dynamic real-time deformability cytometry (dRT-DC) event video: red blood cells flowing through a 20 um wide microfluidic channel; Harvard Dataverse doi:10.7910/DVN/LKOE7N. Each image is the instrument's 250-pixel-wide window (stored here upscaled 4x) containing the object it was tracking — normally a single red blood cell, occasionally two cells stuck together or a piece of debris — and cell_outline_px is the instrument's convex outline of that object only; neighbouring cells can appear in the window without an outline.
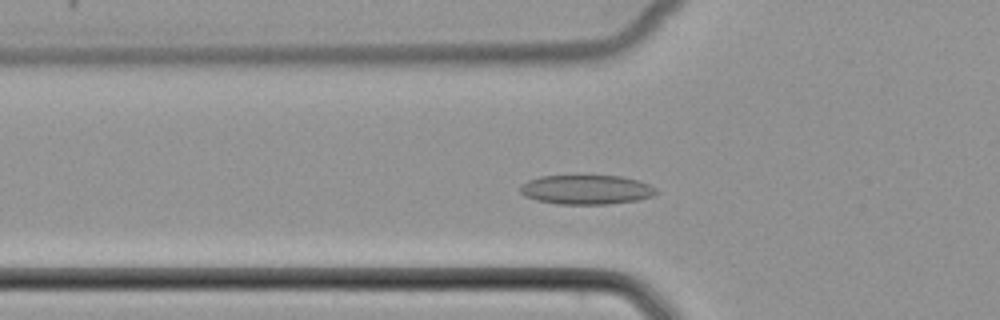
{"species": "common noctule bat (a hibernating species)", "species_latin": "Nyctalus noctula", "temperature_condition": "cold", "stored_images_in_passage": 50, "camera_frame_rate_fps": 3000, "um_per_image_px": 0.085, "animal": {"sex": "female", "body_mass_g": 22.7, "forearm_length_mm": 54.2}, "frame": {"image": 1, "passage_image": 16, "time_ms": 5.0, "image_size_px": [1000, 320], "cell_outline_px": [[660, 192], [652, 196], [636, 200], [608, 204], [560, 204], [536, 200], [524, 196], [520, 192], [520, 184], [528, 180], [540, 176], [620, 176], [636, 180], [648, 184], [656, 188]], "centroid_in_image_um": [49.82, 16.12], "position_along_channel_um": 76.0, "area_um2": 23.24}}
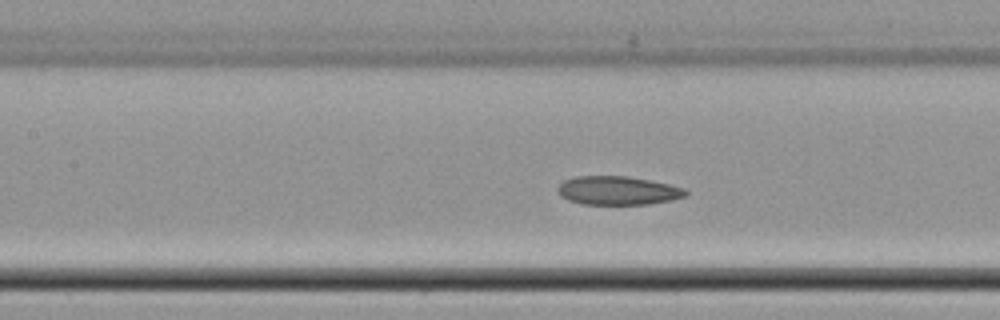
{"frame": {"image": 2, "passage_image": 22, "time_ms": 7.0, "image_size_px": [1000, 320], "cell_outline_px": [[688, 196], [672, 200], [648, 204], [580, 204], [568, 200], [560, 196], [556, 188], [564, 180], [572, 176], [628, 176], [668, 184], [684, 188], [688, 192]], "centroid_in_image_um": [52.49, 16.2], "position_along_channel_um": 154.9, "area_um2": 21.5}}
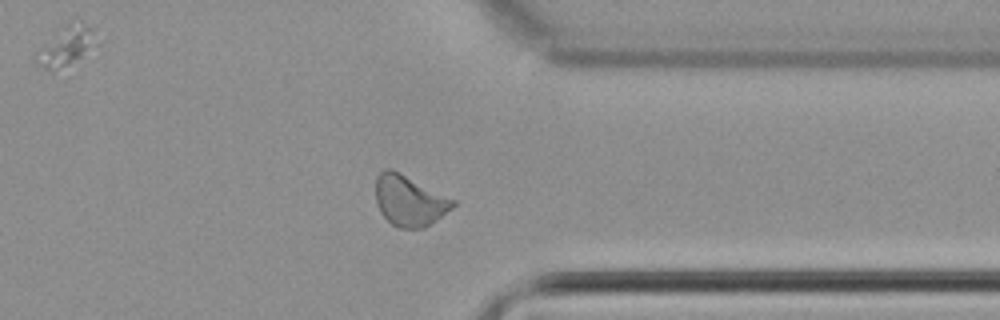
{"frame": {"image": 3, "passage_image": 39, "time_ms": 12.667, "image_size_px": [1000, 320], "cell_outline_px": [[456, 204], [452, 208], [436, 220], [424, 228], [396, 228], [380, 212], [376, 200], [376, 176], [384, 168], [392, 168], [456, 200]], "centroid_in_image_um": [34.79, 17.04], "position_along_channel_um": 376.6, "area_um2": 22.89}}